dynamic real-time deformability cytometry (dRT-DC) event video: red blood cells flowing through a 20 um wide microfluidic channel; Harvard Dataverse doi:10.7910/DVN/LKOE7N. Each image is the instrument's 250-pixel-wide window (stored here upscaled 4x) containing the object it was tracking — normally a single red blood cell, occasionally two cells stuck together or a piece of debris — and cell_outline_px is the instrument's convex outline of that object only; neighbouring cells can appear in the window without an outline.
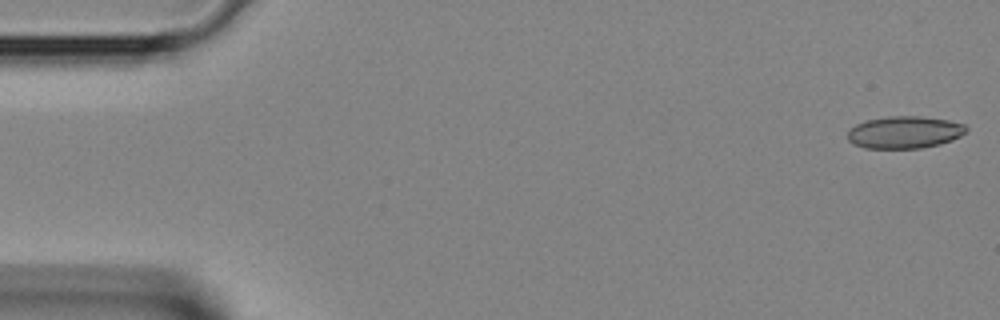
{"species": "Egyptian fruit bat (a non-hibernating species)", "species_latin": "Rousettus aegyptiacus", "temperature_condition": "room temperature", "stored_images_in_passage": 7, "camera_frame_rate_fps": 3000, "um_per_image_px": 0.085, "animal": {"sex": "female"}, "frame": {"image": 1, "passage_image": 1, "time_ms": 0.0, "image_size_px": [1000, 320], "cell_outline_px": [[968, 128], [960, 136], [952, 140], [940, 144], [920, 148], [864, 148], [852, 144], [848, 140], [848, 132], [856, 124], [868, 120], [888, 116], [920, 116], [948, 120], [964, 124]], "centroid_in_image_um": [76.88, 11.24], "position_along_channel_um": 8.1, "area_um2": 22.2}}